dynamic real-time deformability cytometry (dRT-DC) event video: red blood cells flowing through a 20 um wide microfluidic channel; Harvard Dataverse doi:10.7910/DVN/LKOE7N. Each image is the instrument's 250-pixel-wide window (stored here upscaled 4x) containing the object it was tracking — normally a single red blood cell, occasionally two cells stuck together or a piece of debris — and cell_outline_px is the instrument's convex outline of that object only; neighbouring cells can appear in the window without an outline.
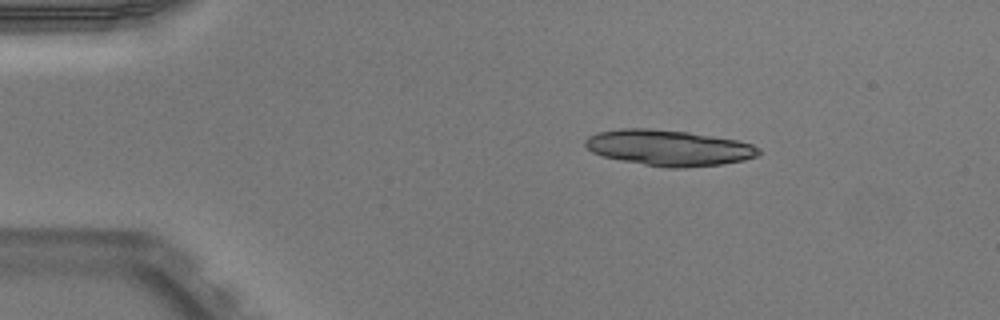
{"species": "Egyptian fruit bat (a non-hibernating species)", "species_latin": "Rousettus aegyptiacus", "temperature_condition": "warm", "stored_images_in_passage": 42, "camera_frame_rate_fps": 3000, "um_per_image_px": 0.085, "animal": {"sex": "male"}, "frame": {"image": 1, "passage_image": 1, "time_ms": 0.0, "image_size_px": [1000, 320], "cell_outline_px": [[760, 152], [756, 156], [744, 160], [720, 164], [684, 168], [668, 168], [620, 160], [604, 156], [592, 152], [584, 144], [584, 140], [588, 136], [600, 132], [620, 128], [652, 128], [688, 132], [736, 140], [752, 144], [760, 148]], "centroid_in_image_um": [56.83, 12.56], "position_along_channel_um": 28.2, "area_um2": 36.07}, "authors_computed_cell_mechanics": {"area_um2": 22.7443, "velocity_mm_per_s": 3.9915, "shape_relaxation_time_tau1_ms": 4.9632, "shape_relaxation_time_tau2_ms": 3.293, "deformation_change_tau1": 0.2081, "deformation_change_tau2": 0.1336}}